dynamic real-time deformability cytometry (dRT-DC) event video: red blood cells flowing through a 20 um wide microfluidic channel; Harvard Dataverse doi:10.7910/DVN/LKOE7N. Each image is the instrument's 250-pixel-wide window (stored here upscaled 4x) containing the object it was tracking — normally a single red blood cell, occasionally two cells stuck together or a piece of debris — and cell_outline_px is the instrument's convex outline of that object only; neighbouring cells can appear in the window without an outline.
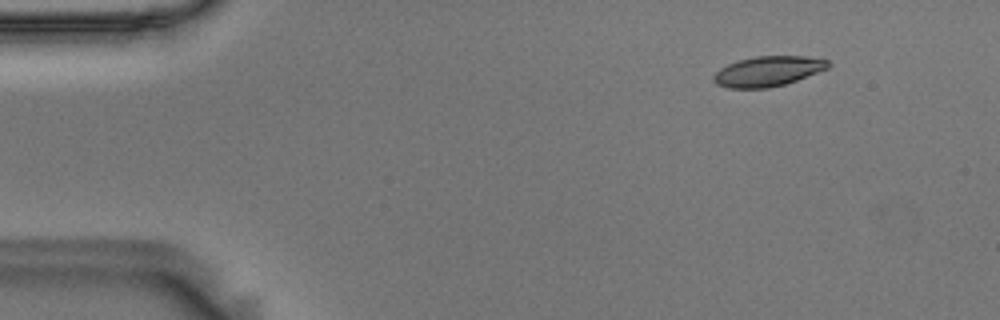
{"species": "Egyptian fruit bat (a non-hibernating species)", "species_latin": "Rousettus aegyptiacus", "temperature_condition": "room temperature", "stored_images_in_passage": 12, "camera_frame_rate_fps": 3000, "um_per_image_px": 0.085, "animal": {"sex": "male"}, "frame": {"image": 1, "passage_image": 2, "time_ms": 0.333, "image_size_px": [1000, 320], "cell_outline_px": [[832, 64], [828, 68], [796, 80], [784, 84], [768, 88], [728, 88], [716, 84], [712, 80], [712, 76], [720, 68], [728, 64], [740, 60], [756, 56], [808, 56], [828, 60]], "centroid_in_image_um": [65.26, 6.05], "position_along_channel_um": 19.7, "area_um2": 20.06}}
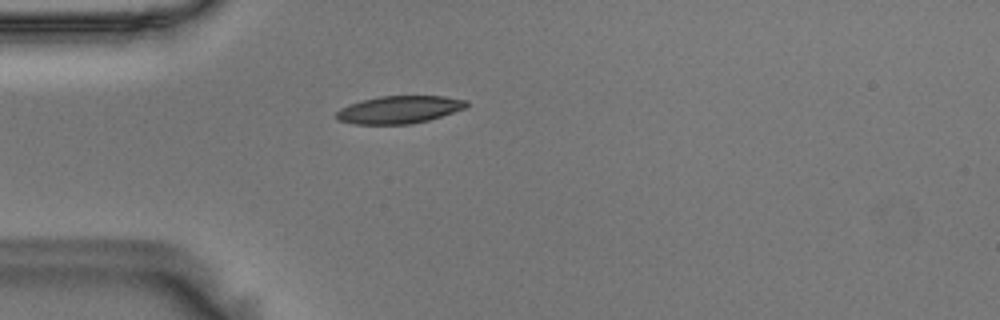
{"frame": {"image": 2, "passage_image": 11, "time_ms": 3.333, "image_size_px": [1000, 320], "cell_outline_px": [[468, 104], [464, 108], [428, 120], [412, 124], [352, 124], [340, 120], [336, 116], [336, 112], [340, 108], [360, 100], [380, 96], [444, 96], [468, 100]], "centroid_in_image_um": [33.91, 9.31], "position_along_channel_um": 51.1, "area_um2": 20.81}}